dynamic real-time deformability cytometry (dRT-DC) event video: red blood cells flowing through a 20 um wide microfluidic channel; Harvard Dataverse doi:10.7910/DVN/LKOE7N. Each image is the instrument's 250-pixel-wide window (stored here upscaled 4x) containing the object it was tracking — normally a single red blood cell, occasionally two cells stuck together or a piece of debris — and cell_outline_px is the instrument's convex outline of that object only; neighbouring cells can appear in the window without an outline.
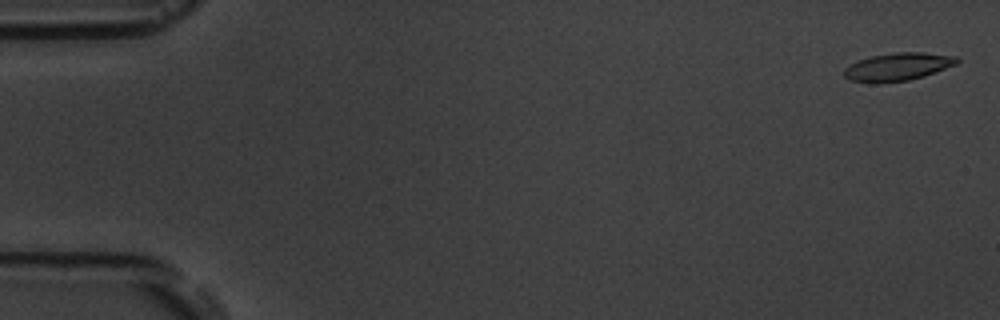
{"species": "common noctule bat (a hibernating species)", "species_latin": "Nyctalus noctula", "temperature_condition": "room temperature", "stored_images_in_passage": 6, "camera_frame_rate_fps": 3000, "um_per_image_px": 0.085, "animal": {"sex": "male", "body_mass_g": 19.5, "forearm_length_mm": 54.6}, "frame": {"image": 1, "passage_image": 1, "time_ms": 0.0, "image_size_px": [1000, 320], "cell_outline_px": [[960, 60], [956, 64], [924, 76], [908, 80], [872, 84], [852, 80], [844, 76], [844, 68], [860, 60], [872, 56], [896, 52], [924, 52], [956, 56]], "centroid_in_image_um": [76.32, 5.68], "position_along_channel_um": 8.7, "area_um2": 18.21}}
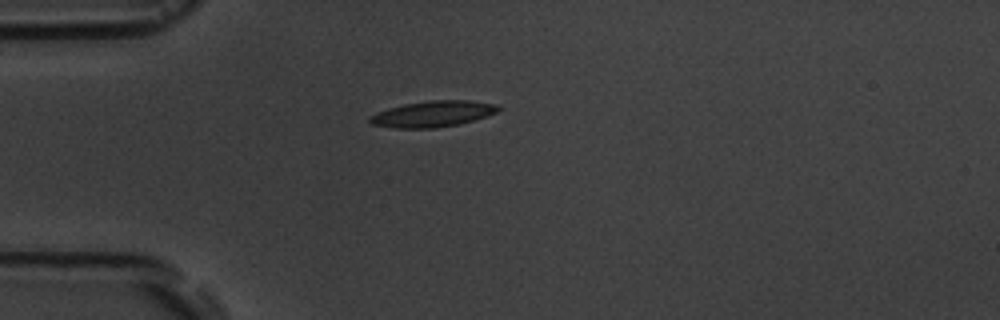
{"frame": {"image": 2, "passage_image": 5, "time_ms": 4.667, "image_size_px": [1000, 320], "cell_outline_px": [[500, 108], [496, 112], [460, 124], [432, 128], [396, 128], [372, 124], [368, 120], [368, 116], [376, 112], [388, 108], [404, 104], [428, 100], [468, 100], [496, 104]], "centroid_in_image_um": [36.73, 9.67], "position_along_channel_um": 48.3, "area_um2": 19.36}}